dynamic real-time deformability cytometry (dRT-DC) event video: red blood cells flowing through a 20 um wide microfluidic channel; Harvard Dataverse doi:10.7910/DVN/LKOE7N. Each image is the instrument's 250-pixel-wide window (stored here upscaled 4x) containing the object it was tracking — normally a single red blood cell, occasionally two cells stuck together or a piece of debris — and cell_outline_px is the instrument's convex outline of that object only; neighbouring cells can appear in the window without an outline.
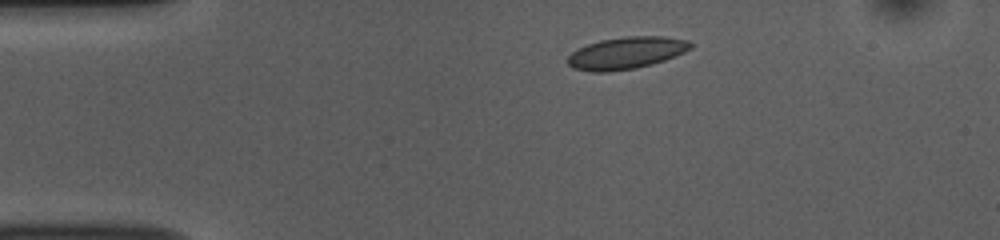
{"species": "common noctule bat (a hibernating species)", "species_latin": "Nyctalus noctula", "temperature_condition": "room temperature", "stored_images_in_passage": 43, "camera_frame_rate_fps": 3000, "um_per_image_px": 0.085, "animal": {"sex": "female", "body_mass_g": 10.0, "forearm_length_mm": 53.1}, "frame": {"image": 1, "passage_image": 1, "time_ms": 0.0, "image_size_px": [1000, 240], "cell_outline_px": [[692, 48], [684, 52], [664, 60], [652, 64], [636, 68], [612, 72], [592, 72], [572, 68], [568, 64], [568, 56], [572, 52], [588, 44], [600, 40], [624, 36], [664, 36], [688, 40], [692, 44]], "centroid_in_image_um": [53.23, 4.5], "position_along_channel_um": 31.8, "area_um2": 23.0}}
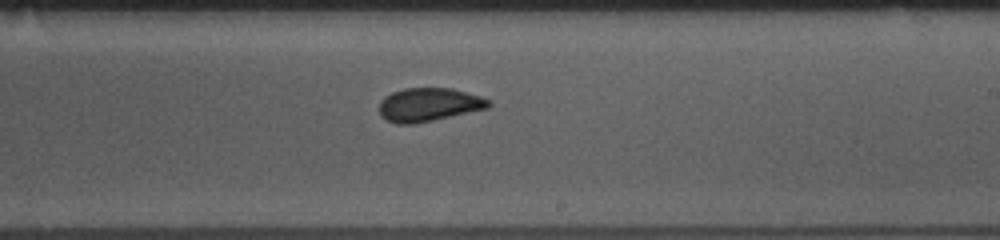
{"frame": {"image": 2, "passage_image": 22, "time_ms": 7.0, "image_size_px": [1000, 240], "cell_outline_px": [[492, 104], [488, 108], [416, 124], [396, 124], [380, 116], [380, 100], [384, 96], [392, 92], [404, 88], [452, 88], [480, 96], [492, 100]], "centroid_in_image_um": [36.45, 8.9], "position_along_channel_um": 252.5, "area_um2": 21.5}}
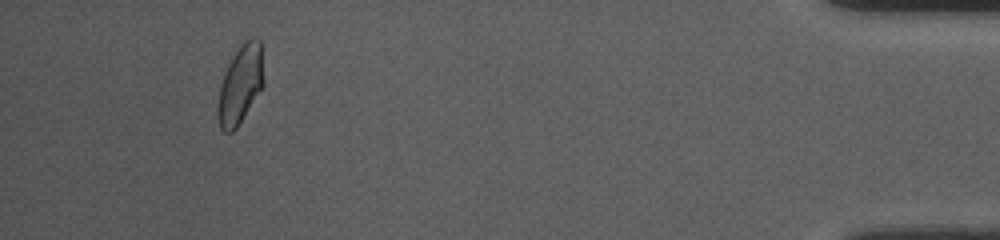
{"frame": {"image": 3, "passage_image": 40, "time_ms": 13.0, "image_size_px": [1000, 240], "cell_outline_px": [[264, 84], [236, 128], [232, 132], [224, 132], [220, 128], [216, 112], [220, 84], [224, 72], [232, 56], [240, 44], [244, 40], [252, 36], [256, 36], [260, 40], [264, 80]], "centroid_in_image_um": [20.41, 7.14], "position_along_channel_um": 414.8, "area_um2": 21.1}, "authors_computed_cell_mechanics": {"area_um2": 21.6172, "velocity_mm_per_s": 3.7873, "shape_relaxation_time_tau1_ms": 6.9513, "shape_relaxation_time_tau2_ms": 1.2667, "deformation_change_tau1": 0.1138, "deformation_change_tau2": 0.0599}}